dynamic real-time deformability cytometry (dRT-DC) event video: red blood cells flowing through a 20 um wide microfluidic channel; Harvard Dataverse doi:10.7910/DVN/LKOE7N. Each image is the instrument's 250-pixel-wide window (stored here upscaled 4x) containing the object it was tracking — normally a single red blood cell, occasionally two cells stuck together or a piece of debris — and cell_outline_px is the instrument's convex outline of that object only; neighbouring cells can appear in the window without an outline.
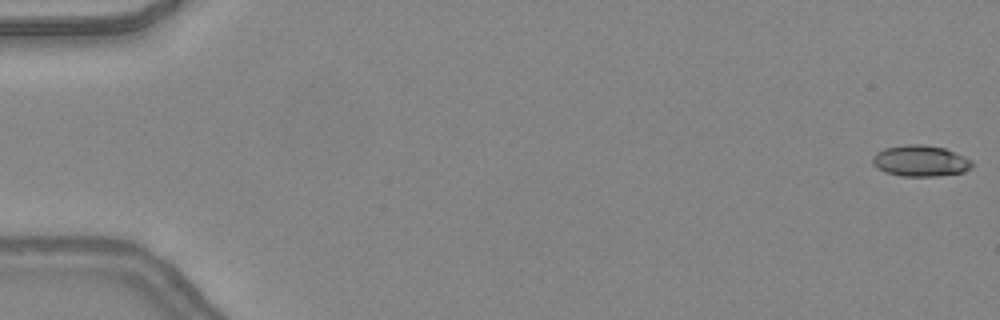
{"species": "common noctule bat (a hibernating species)", "species_latin": "Nyctalus noctula", "temperature_condition": "warm", "stored_images_in_passage": 48, "camera_frame_rate_fps": 3000, "um_per_image_px": 0.085, "animal": {"sex": "female", "body_mass_g": 24.6, "forearm_length_mm": 56.2}, "frame": {"image": 1, "passage_image": 1, "time_ms": 0.0, "image_size_px": [1000, 320], "cell_outline_px": [[972, 168], [964, 172], [936, 176], [900, 176], [884, 172], [876, 168], [872, 164], [872, 156], [876, 152], [884, 148], [908, 144], [920, 144], [944, 148], [964, 156], [972, 160]], "centroid_in_image_um": [78.21, 13.68], "position_along_channel_um": 6.8, "area_um2": 18.21}}
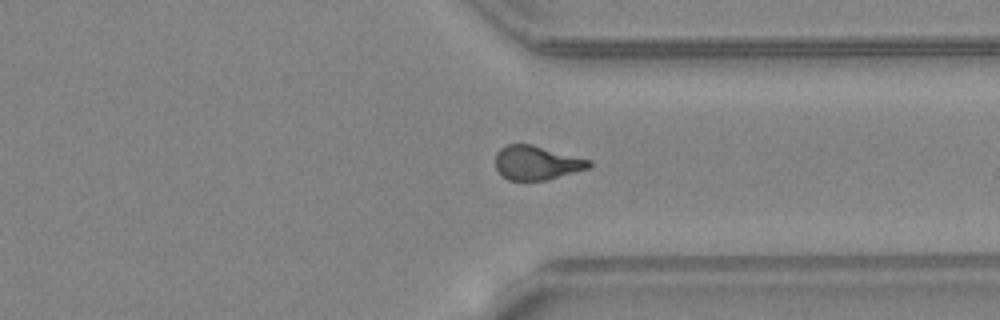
{"frame": {"image": 2, "passage_image": 37, "time_ms": 12.0, "image_size_px": [1000, 320], "cell_outline_px": [[592, 168], [548, 180], [508, 180], [496, 168], [496, 152], [500, 148], [508, 144], [532, 144], [592, 160]], "centroid_in_image_um": [45.67, 13.84], "position_along_channel_um": 365.7, "area_um2": 18.79}}
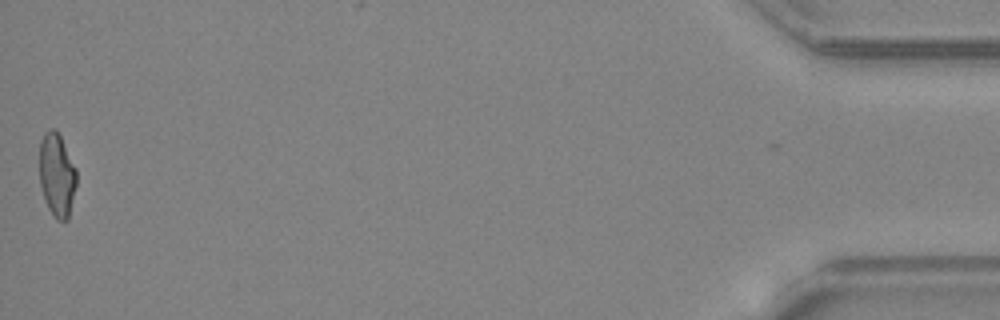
{"frame": {"image": 3, "passage_image": 48, "time_ms": 15.667, "image_size_px": [1000, 320], "cell_outline_px": [[76, 184], [68, 220], [56, 220], [52, 216], [48, 208], [40, 184], [40, 140], [44, 132], [48, 128], [56, 128], [76, 168]], "centroid_in_image_um": [4.83, 14.85], "position_along_channel_um": 430.4, "area_um2": 18.03}, "authors_computed_cell_mechanics": {"area_um2": 18.6694, "velocity_mm_per_s": 4.3879, "shape_relaxation_time_tau1_ms": null, "shape_relaxation_time_tau2_ms": 1.891, "deformation_change_tau1": null, "deformation_change_tau2": 0.0954}}